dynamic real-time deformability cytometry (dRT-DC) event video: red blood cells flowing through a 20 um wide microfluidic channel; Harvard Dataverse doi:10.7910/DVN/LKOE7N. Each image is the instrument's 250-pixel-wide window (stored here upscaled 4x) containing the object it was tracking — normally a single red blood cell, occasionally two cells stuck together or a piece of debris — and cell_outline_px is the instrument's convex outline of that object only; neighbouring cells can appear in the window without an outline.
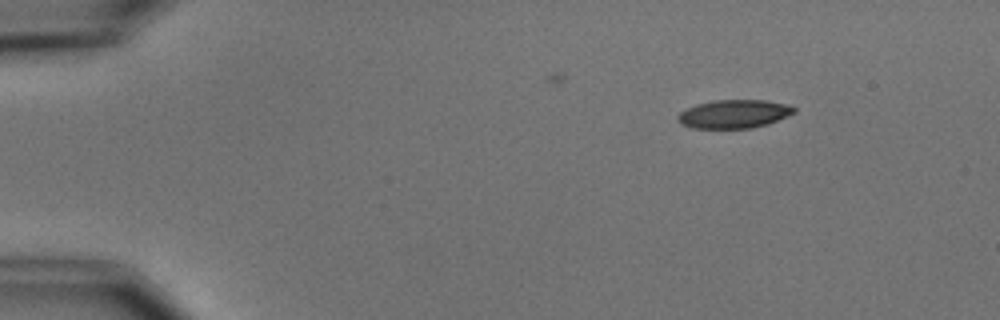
{"species": "common noctule bat (a hibernating species)", "species_latin": "Nyctalus noctula", "temperature_condition": "cold", "stored_images_in_passage": 5, "camera_frame_rate_fps": 3000, "um_per_image_px": 0.085, "animal": {"sex": "male", "body_mass_g": 15.6}, "frame": {"image": 1, "passage_image": 1, "time_ms": 0.0, "image_size_px": [1000, 320], "cell_outline_px": [[796, 112], [788, 116], [768, 124], [752, 128], [692, 128], [680, 124], [676, 120], [676, 116], [680, 112], [696, 104], [712, 100], [764, 100], [784, 104], [796, 108]], "centroid_in_image_um": [62.36, 9.69], "position_along_channel_um": 22.6, "area_um2": 19.36}}
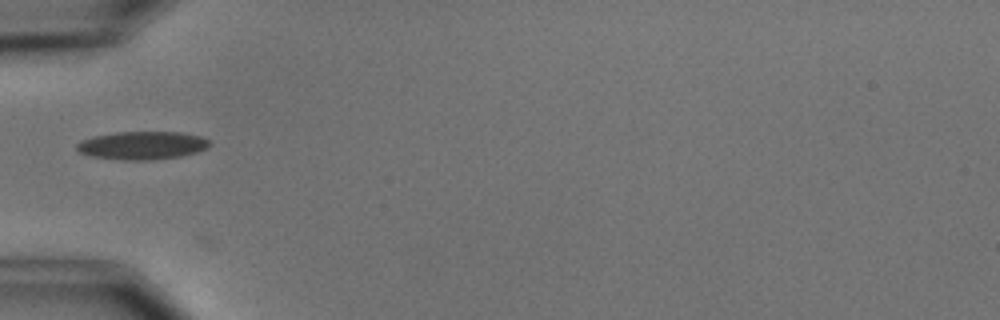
{"frame": {"image": 2, "passage_image": 4, "time_ms": 3.667, "image_size_px": [1000, 320], "cell_outline_px": [[212, 144], [208, 148], [196, 152], [180, 156], [152, 160], [120, 160], [92, 156], [80, 152], [76, 148], [76, 144], [80, 140], [92, 136], [116, 132], [180, 132], [200, 136], [208, 140]], "centroid_in_image_um": [12.08, 12.36], "position_along_channel_um": 72.9, "area_um2": 21.85}}